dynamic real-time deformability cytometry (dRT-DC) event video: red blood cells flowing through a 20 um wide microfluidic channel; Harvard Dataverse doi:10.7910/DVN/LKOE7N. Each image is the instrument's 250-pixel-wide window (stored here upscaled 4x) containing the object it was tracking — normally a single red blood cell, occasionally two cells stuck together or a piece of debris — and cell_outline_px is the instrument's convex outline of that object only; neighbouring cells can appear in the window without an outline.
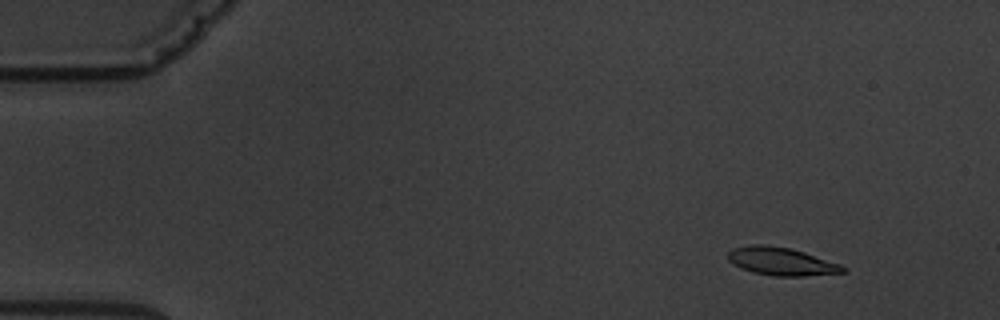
{"species": "common noctule bat (a hibernating species)", "species_latin": "Nyctalus noctula", "temperature_condition": "warm", "stored_images_in_passage": 9, "camera_frame_rate_fps": 3000, "um_per_image_px": 0.085, "animal": {"sex": "male", "body_mass_g": 19.5, "forearm_length_mm": 54.6}, "frame": {"image": 1, "passage_image": 1, "time_ms": 0.0, "image_size_px": [1000, 320], "cell_outline_px": [[848, 272], [804, 276], [776, 276], [752, 272], [740, 268], [728, 260], [728, 252], [732, 248], [748, 244], [764, 244], [788, 248], [804, 252], [840, 264], [848, 268]], "centroid_in_image_um": [66.41, 22.22], "position_along_channel_um": 18.6, "area_um2": 18.84}}
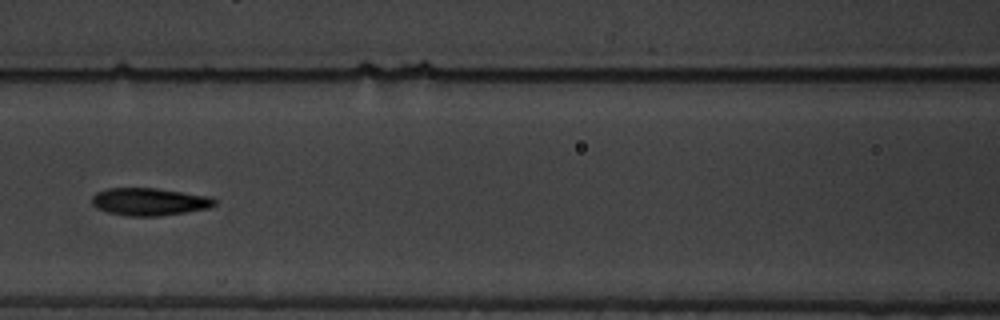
{"frame": {"image": 2, "passage_image": 6, "time_ms": 6.667, "image_size_px": [1000, 320], "cell_outline_px": [[216, 204], [208, 208], [160, 216], [128, 216], [108, 212], [96, 208], [92, 204], [92, 196], [96, 192], [108, 188], [156, 188], [208, 196], [216, 200]], "centroid_in_image_um": [12.66, 17.14], "position_along_channel_um": 153.9, "area_um2": 19.59}}
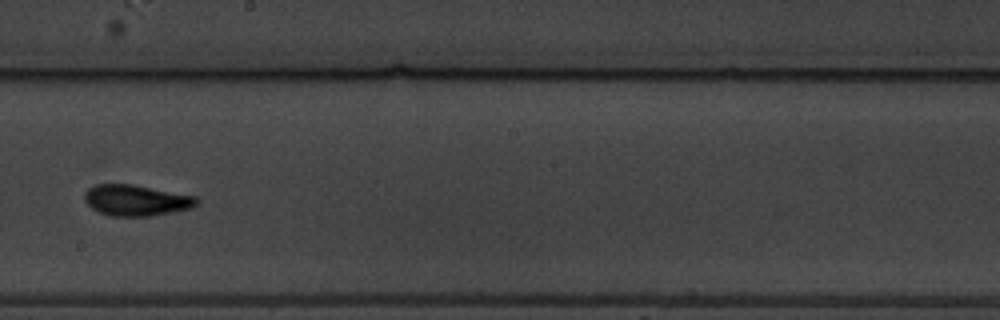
{"frame": {"image": 3, "passage_image": 8, "time_ms": 9.0, "image_size_px": [1000, 320], "cell_outline_px": [[200, 200], [192, 208], [152, 216], [112, 216], [96, 212], [84, 200], [84, 192], [88, 188], [96, 184], [132, 184], [196, 196]], "centroid_in_image_um": [11.56, 17.03], "position_along_channel_um": 236.6, "area_um2": 20.4}}